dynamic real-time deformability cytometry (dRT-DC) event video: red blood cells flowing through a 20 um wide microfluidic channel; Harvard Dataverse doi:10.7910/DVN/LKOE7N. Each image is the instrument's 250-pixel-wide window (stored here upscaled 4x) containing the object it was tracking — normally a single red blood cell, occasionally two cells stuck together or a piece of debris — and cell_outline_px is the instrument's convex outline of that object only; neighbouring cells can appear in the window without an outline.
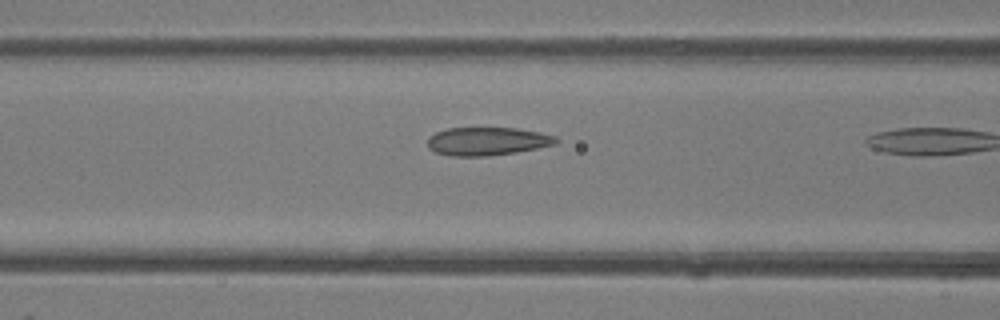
{"species": "common noctule bat (a hibernating species)", "species_latin": "Nyctalus noctula", "temperature_condition": "room temperature", "stored_images_in_passage": 9, "camera_frame_rate_fps": 3000, "um_per_image_px": 0.085, "animal": {"sex": "female"}, "frame": {"image": 1, "passage_image": 8, "time_ms": 2.333, "image_size_px": [1000, 320], "cell_outline_px": [[560, 140], [556, 144], [516, 152], [488, 156], [452, 156], [436, 152], [428, 148], [428, 136], [436, 132], [448, 128], [516, 128], [540, 132], [556, 136]], "centroid_in_image_um": [41.42, 12.0], "position_along_channel_um": 125.2, "area_um2": 21.15}}